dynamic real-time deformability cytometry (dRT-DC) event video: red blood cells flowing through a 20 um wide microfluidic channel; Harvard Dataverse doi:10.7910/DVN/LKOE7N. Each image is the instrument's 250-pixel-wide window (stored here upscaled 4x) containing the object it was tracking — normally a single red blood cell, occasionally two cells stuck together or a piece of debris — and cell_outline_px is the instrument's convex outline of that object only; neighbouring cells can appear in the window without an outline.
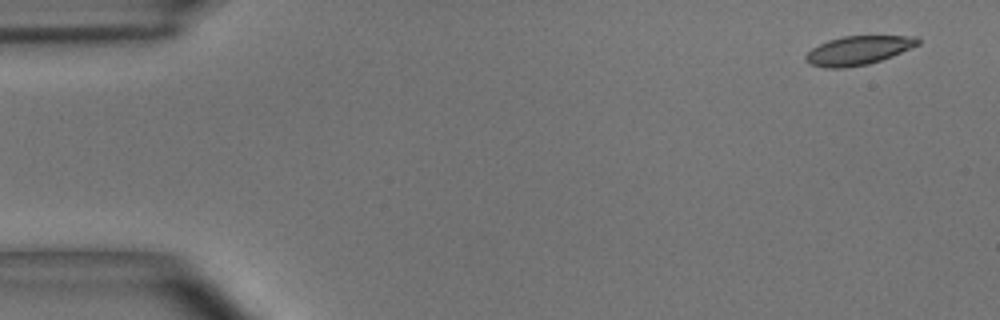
{"species": "common noctule bat (a hibernating species)", "species_latin": "Nyctalus noctula", "temperature_condition": "room temperature", "stored_images_in_passage": 52, "camera_frame_rate_fps": 3000, "um_per_image_px": 0.085, "animal": {"sex": "male", "body_mass_g": 15.6}, "frame": {"image": 1, "passage_image": 1, "time_ms": 0.0, "image_size_px": [1000, 320], "cell_outline_px": [[920, 44], [892, 56], [868, 64], [844, 68], [824, 68], [808, 64], [804, 60], [804, 56], [812, 48], [828, 40], [844, 36], [916, 36], [920, 40]], "centroid_in_image_um": [72.92, 4.29], "position_along_channel_um": 12.1, "area_um2": 18.9}}
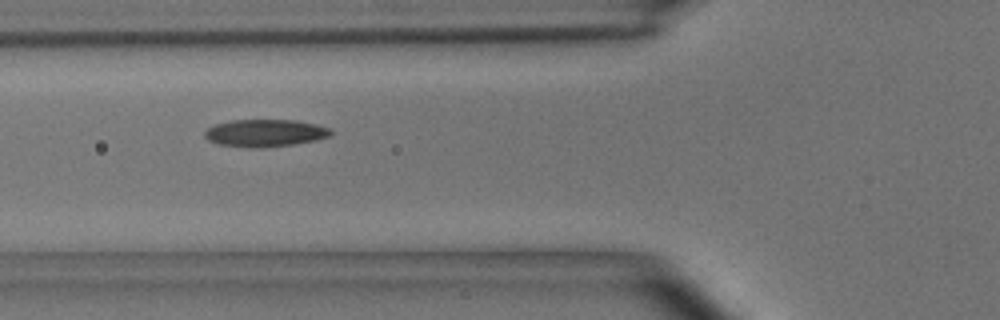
{"frame": {"image": 2, "passage_image": 18, "time_ms": 5.667, "image_size_px": [1000, 320], "cell_outline_px": [[332, 132], [328, 136], [316, 140], [292, 144], [260, 148], [248, 148], [220, 144], [208, 140], [204, 136], [204, 132], [208, 128], [216, 124], [232, 120], [296, 120], [316, 124], [332, 128]], "centroid_in_image_um": [22.53, 11.3], "position_along_channel_um": 103.3, "area_um2": 20.06}}
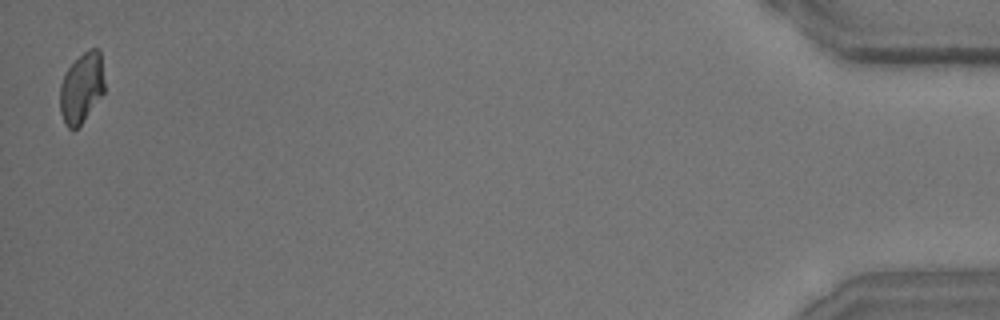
{"frame": {"image": 3, "passage_image": 52, "time_ms": 17.0, "image_size_px": [1000, 320], "cell_outline_px": [[104, 92], [80, 124], [76, 128], [68, 128], [64, 124], [60, 112], [60, 84], [64, 72], [88, 48], [100, 48], [104, 80]], "centroid_in_image_um": [6.92, 7.44], "position_along_channel_um": 428.3, "area_um2": 18.15}, "authors_computed_cell_mechanics": {"area_um2": 19.7387, "velocity_mm_per_s": 3.6587, "shape_relaxation_time_tau1_ms": 3.9217, "shape_relaxation_time_tau2_ms": 3.0906, "deformation_change_tau1": 0.132, "deformation_change_tau2": 0.0777}}